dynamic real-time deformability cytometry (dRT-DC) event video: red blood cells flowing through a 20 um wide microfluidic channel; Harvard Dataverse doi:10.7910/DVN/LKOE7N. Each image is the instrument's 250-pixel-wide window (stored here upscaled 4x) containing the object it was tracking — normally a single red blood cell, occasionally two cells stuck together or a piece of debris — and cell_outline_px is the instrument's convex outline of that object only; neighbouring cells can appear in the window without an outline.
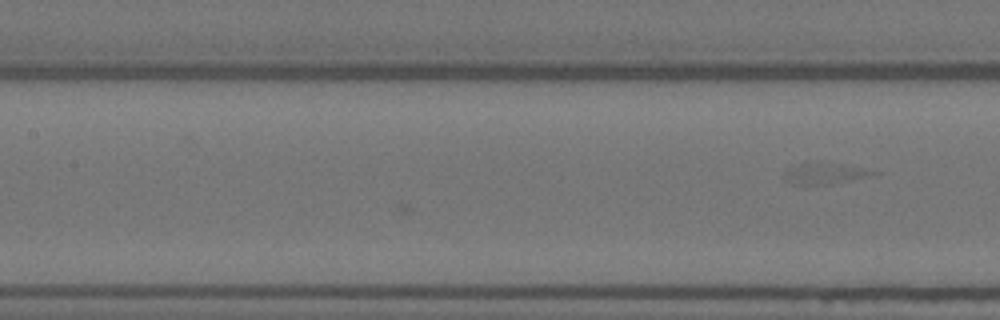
{"species": "Egyptian fruit bat (a non-hibernating species)", "species_latin": "Rousettus aegyptiacus", "temperature_condition": "warm", "stored_images_in_passage": 5, "camera_frame_rate_fps": 3000, "um_per_image_px": 0.085, "animal": {"sex": "female"}, "frame": {"image": 1, "passage_image": 5, "time_ms": 1.333, "image_size_px": [1000, 320], "cell_outline_px": [[880, 172], [832, 184], [804, 188], [788, 180], [784, 176], [788, 172], [804, 164], [844, 164]], "centroid_in_image_um": [70.13, 14.82], "position_along_channel_um": 137.3, "area_um2": 10.23}}